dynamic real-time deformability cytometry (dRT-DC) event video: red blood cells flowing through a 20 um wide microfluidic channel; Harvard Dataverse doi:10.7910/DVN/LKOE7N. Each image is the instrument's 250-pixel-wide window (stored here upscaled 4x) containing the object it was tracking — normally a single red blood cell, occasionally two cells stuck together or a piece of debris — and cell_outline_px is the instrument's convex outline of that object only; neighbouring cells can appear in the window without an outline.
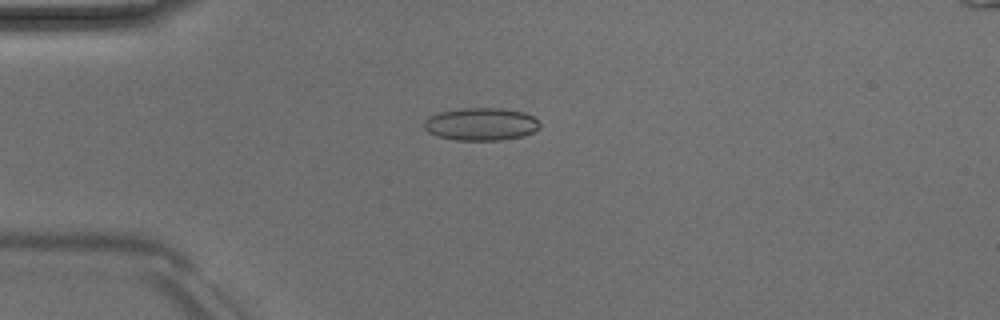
{"species": "Egyptian fruit bat (a non-hibernating species)", "species_latin": "Rousettus aegyptiacus", "temperature_condition": "room temperature", "stored_images_in_passage": 50, "camera_frame_rate_fps": 3000, "um_per_image_px": 0.085, "animal": {"sex": "male"}, "frame": {"image": 1, "passage_image": 13, "time_ms": 4.0, "image_size_px": [1000, 320], "cell_outline_px": [[540, 128], [524, 136], [500, 140], [456, 140], [436, 136], [428, 132], [424, 128], [424, 120], [428, 116], [436, 112], [460, 108], [500, 108], [524, 112], [532, 116], [540, 124]], "centroid_in_image_um": [40.84, 10.55], "position_along_channel_um": 44.2, "area_um2": 22.25}}
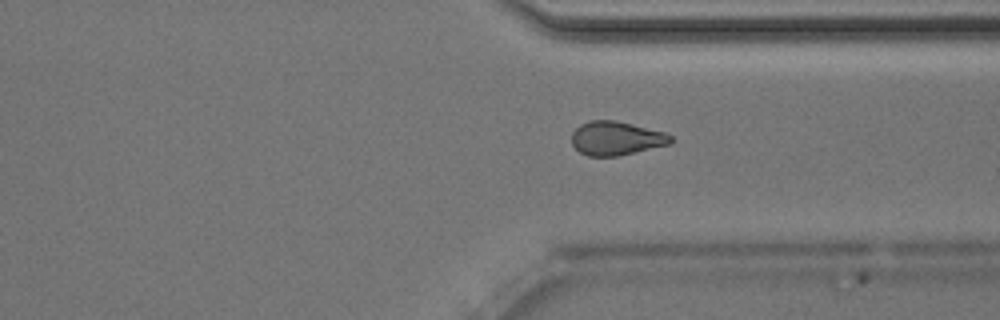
{"frame": {"image": 2, "passage_image": 38, "time_ms": 12.333, "image_size_px": [1000, 320], "cell_outline_px": [[672, 144], [616, 156], [588, 156], [580, 152], [572, 144], [572, 132], [580, 124], [588, 120], [616, 120], [664, 132], [672, 136]], "centroid_in_image_um": [52.37, 11.75], "position_along_channel_um": 359.0, "area_um2": 19.54}}
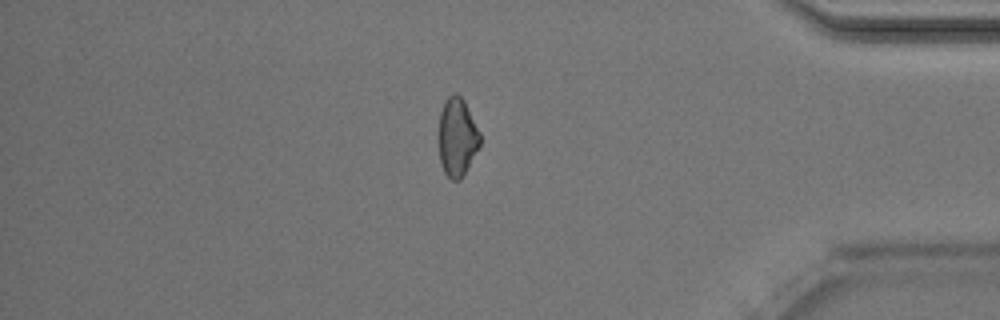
{"frame": {"image": 3, "passage_image": 43, "time_ms": 14.0, "image_size_px": [1000, 320], "cell_outline_px": [[480, 144], [460, 180], [452, 180], [444, 172], [440, 160], [440, 112], [444, 100], [452, 92], [456, 92], [464, 100], [480, 132]], "centroid_in_image_um": [38.86, 11.61], "position_along_channel_um": 396.3, "area_um2": 18.55}, "authors_computed_cell_mechanics": {"area_um2": 19.7965, "velocity_mm_per_s": 4.0343, "shape_relaxation_time_tau1_ms": null, "shape_relaxation_time_tau2_ms": 3.7809, "deformation_change_tau1": null, "deformation_change_tau2": 0.1031}}